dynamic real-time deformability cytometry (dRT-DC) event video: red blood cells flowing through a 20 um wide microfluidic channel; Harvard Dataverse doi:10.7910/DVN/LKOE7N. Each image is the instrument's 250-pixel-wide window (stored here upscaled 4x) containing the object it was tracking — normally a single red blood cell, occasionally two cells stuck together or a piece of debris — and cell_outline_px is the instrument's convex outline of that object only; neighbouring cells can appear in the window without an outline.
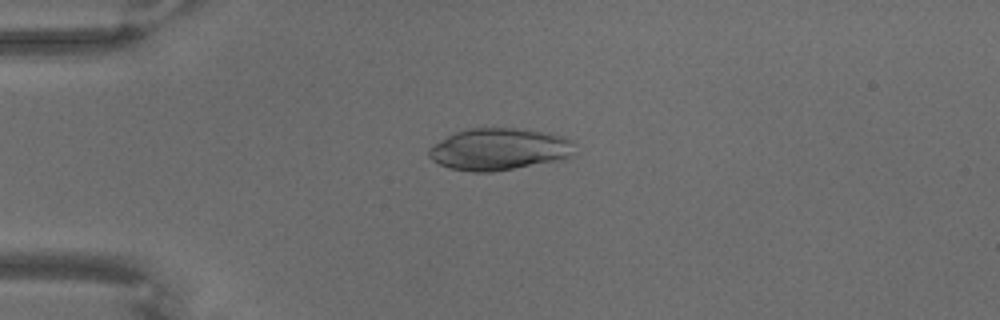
{"species": "common noctule bat (a hibernating species)", "species_latin": "Nyctalus noctula", "temperature_condition": "warm", "stored_images_in_passage": 70, "camera_frame_rate_fps": 3000, "um_per_image_px": 0.085, "animal": {"sex": "male", "body_mass_g": 18.8}, "frame": {"image": 1, "passage_image": 18, "time_ms": 5.667, "image_size_px": [1000, 320], "cell_outline_px": [[576, 144], [572, 156], [564, 160], [492, 172], [472, 172], [448, 168], [432, 160], [428, 156], [428, 148], [448, 136], [464, 128], [516, 128], [548, 132], [564, 136], [572, 140]], "centroid_in_image_um": [42.48, 12.68], "position_along_channel_um": 42.5, "area_um2": 36.18}}
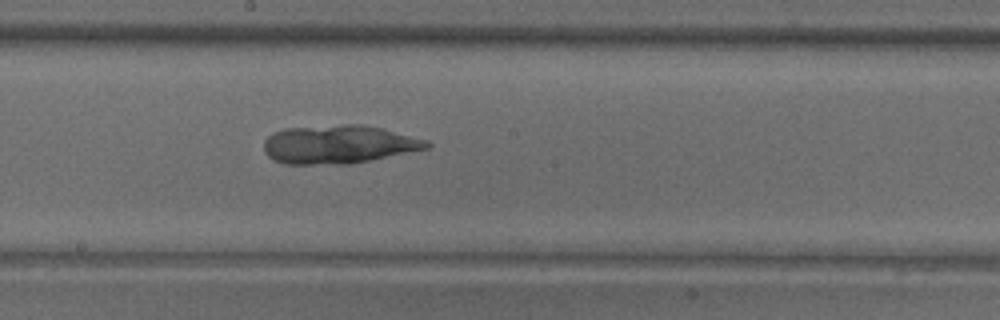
{"frame": {"image": 2, "passage_image": 39, "time_ms": 12.667, "image_size_px": [1000, 320], "cell_outline_px": [[432, 144], [428, 148], [352, 164], [284, 164], [272, 160], [264, 152], [264, 140], [272, 132], [284, 128], [344, 124], [360, 124], [380, 128], [428, 140]], "centroid_in_image_um": [28.74, 12.27], "position_along_channel_um": 219.5, "area_um2": 36.65}}
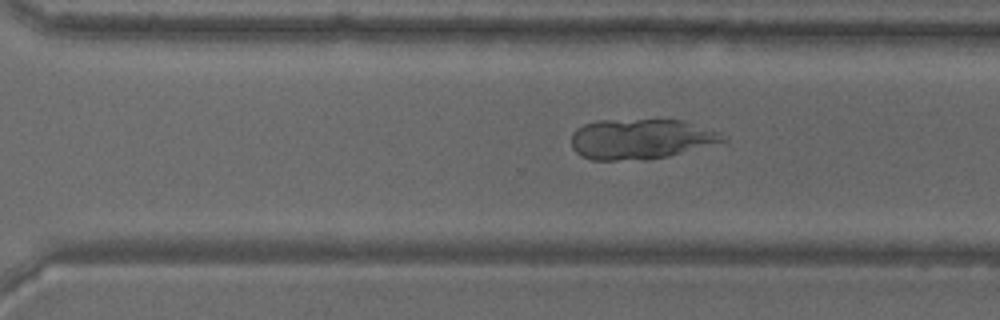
{"frame": {"image": 3, "passage_image": 49, "time_ms": 16.0, "image_size_px": [1000, 320], "cell_outline_px": [[728, 140], [668, 156], [644, 160], [592, 160], [580, 156], [572, 148], [572, 132], [584, 124], [596, 120], [684, 120], [720, 132]], "centroid_in_image_um": [54.44, 11.82], "position_along_channel_um": 316.2, "area_um2": 35.55}}